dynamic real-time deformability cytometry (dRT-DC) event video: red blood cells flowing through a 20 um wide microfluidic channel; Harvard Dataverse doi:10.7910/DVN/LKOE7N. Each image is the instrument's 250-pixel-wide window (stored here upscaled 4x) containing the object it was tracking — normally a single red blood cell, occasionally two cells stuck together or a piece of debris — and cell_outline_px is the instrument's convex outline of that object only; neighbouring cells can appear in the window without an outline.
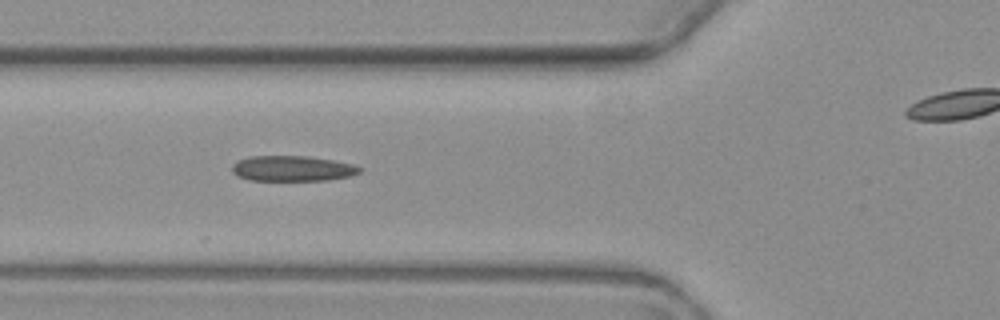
{"species": "common noctule bat (a hibernating species)", "species_latin": "Nyctalus noctula", "temperature_condition": "warm", "stored_images_in_passage": 4, "camera_frame_rate_fps": 3000, "um_per_image_px": 0.085, "animal": {"sex": "female", "body_mass_g": 19.3, "forearm_length_mm": 54.1}, "frame": {"image": 1, "passage_image": 2, "time_ms": 1.0, "image_size_px": [1000, 320], "cell_outline_px": [[360, 172], [348, 176], [328, 180], [248, 180], [236, 176], [232, 172], [232, 164], [236, 160], [248, 156], [308, 156], [332, 160], [352, 164], [360, 168]], "centroid_in_image_um": [24.76, 14.31], "position_along_channel_um": 101.0, "area_um2": 18.9}}
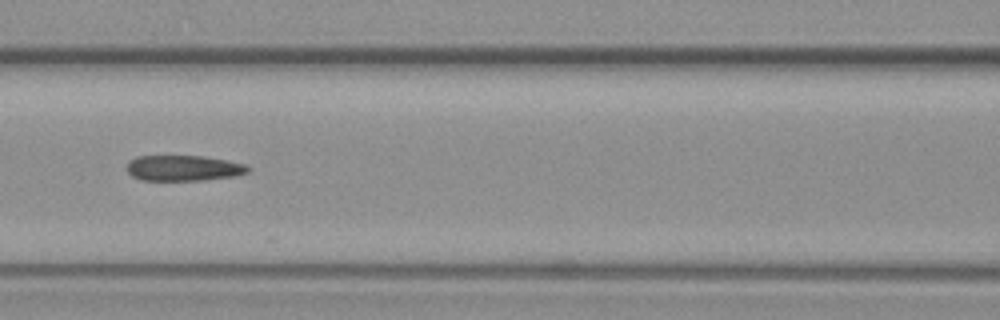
{"frame": {"image": 2, "passage_image": 3, "time_ms": 2.333, "image_size_px": [1000, 320], "cell_outline_px": [[248, 172], [232, 176], [204, 180], [140, 180], [132, 176], [128, 172], [128, 160], [136, 156], [204, 156], [228, 160], [248, 164]], "centroid_in_image_um": [15.59, 14.28], "position_along_channel_um": 151.0, "area_um2": 18.09}}
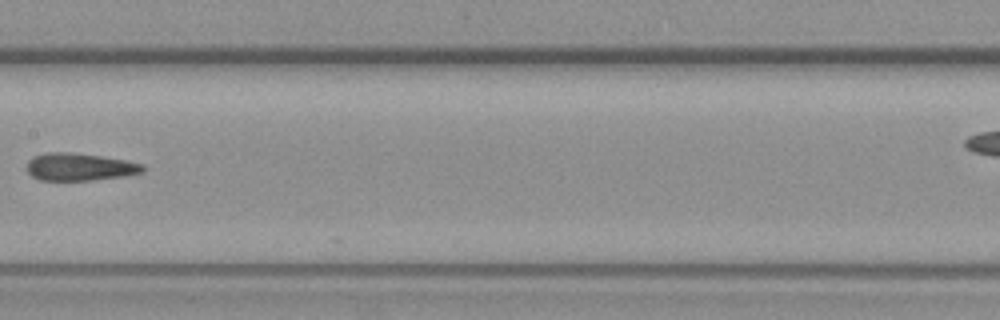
{"frame": {"image": 3, "passage_image": 4, "time_ms": 3.667, "image_size_px": [1000, 320], "cell_outline_px": [[144, 172], [120, 176], [88, 180], [40, 180], [32, 176], [28, 172], [28, 160], [32, 156], [44, 152], [72, 152], [100, 156], [124, 160], [144, 164]], "centroid_in_image_um": [6.73, 14.17], "position_along_channel_um": 200.7, "area_um2": 18.44}}